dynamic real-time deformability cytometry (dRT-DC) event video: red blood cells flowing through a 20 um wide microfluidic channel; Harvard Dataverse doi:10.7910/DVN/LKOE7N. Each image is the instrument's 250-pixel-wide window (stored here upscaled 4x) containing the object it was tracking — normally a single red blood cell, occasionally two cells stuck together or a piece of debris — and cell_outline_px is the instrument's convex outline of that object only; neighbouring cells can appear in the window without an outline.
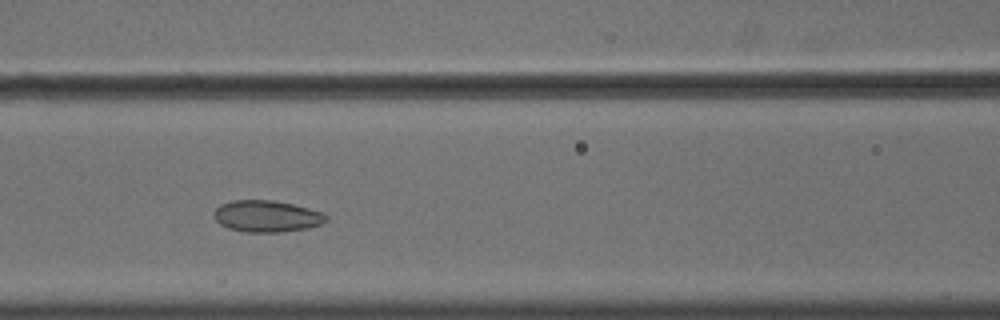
{"species": "common noctule bat (a hibernating species)", "species_latin": "Nyctalus noctula", "temperature_condition": "cold", "stored_images_in_passage": 48, "camera_frame_rate_fps": 3000, "um_per_image_px": 0.085, "animal": {"sex": "male", "body_mass_g": 18.8}, "frame": {"image": 1, "passage_image": 17, "time_ms": 5.333, "image_size_px": [1000, 320], "cell_outline_px": [[328, 220], [324, 224], [308, 228], [280, 232], [244, 232], [228, 228], [220, 224], [212, 216], [216, 208], [220, 204], [232, 200], [272, 200], [292, 204], [324, 212], [328, 216]], "centroid_in_image_um": [22.69, 18.38], "position_along_channel_um": 143.9, "area_um2": 20.92}}
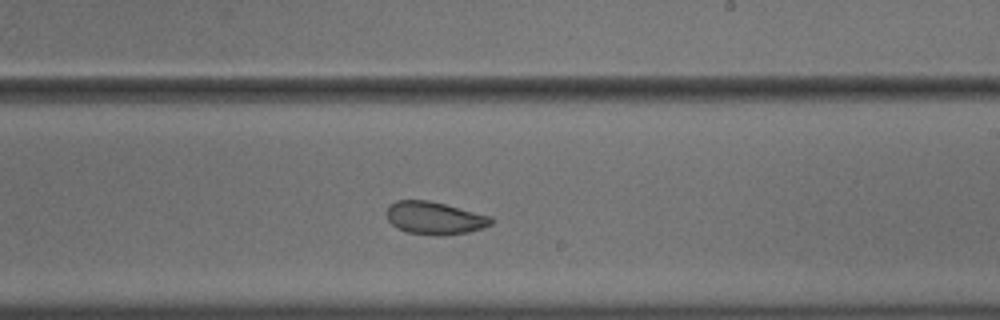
{"frame": {"image": 2, "passage_image": 26, "time_ms": 8.333, "image_size_px": [1000, 320], "cell_outline_px": [[492, 224], [468, 232], [444, 236], [436, 236], [408, 232], [396, 228], [388, 220], [384, 212], [396, 200], [428, 200], [492, 216]], "centroid_in_image_um": [36.92, 18.54], "position_along_channel_um": 252.1, "area_um2": 19.94}}
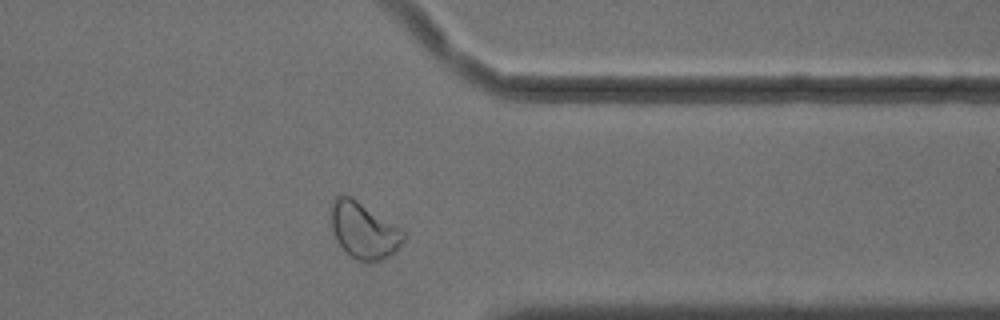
{"frame": {"image": 3, "passage_image": 37, "time_ms": 12.0, "image_size_px": [1000, 320], "cell_outline_px": [[408, 236], [396, 252], [384, 260], [360, 260], [352, 256], [336, 240], [332, 228], [332, 204], [336, 196], [352, 196], [400, 228]], "centroid_in_image_um": [30.98, 19.58], "position_along_channel_um": 380.4, "area_um2": 23.41}, "authors_computed_cell_mechanics": {"area_um2": 22.6287, "velocity_mm_per_s": 3.614, "shape_relaxation_time_tau1_ms": 10.1932, "shape_relaxation_time_tau2_ms": 1.651, "deformation_change_tau1": 0.1079, "deformation_change_tau2": 0.0585}}